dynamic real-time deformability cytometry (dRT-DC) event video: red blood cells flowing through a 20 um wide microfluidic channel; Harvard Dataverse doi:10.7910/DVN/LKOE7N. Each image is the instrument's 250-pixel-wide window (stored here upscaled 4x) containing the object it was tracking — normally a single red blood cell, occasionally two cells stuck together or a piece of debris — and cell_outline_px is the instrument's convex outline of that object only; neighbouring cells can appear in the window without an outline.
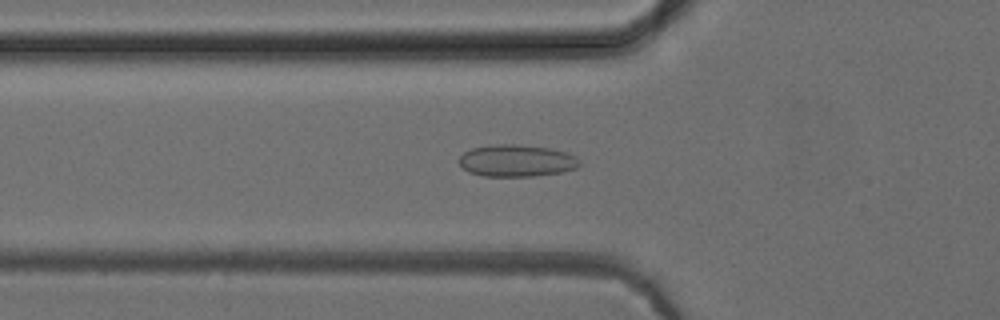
{"species": "common noctule bat (a hibernating species)", "species_latin": "Nyctalus noctula", "temperature_condition": "cold", "stored_images_in_passage": 49, "camera_frame_rate_fps": 3000, "um_per_image_px": 0.085, "animal": {"sex": "female", "body_mass_g": 24.6, "forearm_length_mm": 56.2}, "frame": {"image": 1, "passage_image": 15, "time_ms": 4.667, "image_size_px": [1000, 320], "cell_outline_px": [[580, 164], [576, 168], [560, 172], [532, 176], [484, 176], [468, 172], [460, 164], [460, 156], [464, 152], [472, 148], [496, 144], [516, 144], [548, 148], [568, 152], [576, 156], [580, 160]], "centroid_in_image_um": [43.92, 13.65], "position_along_channel_um": 81.9, "area_um2": 22.37}}
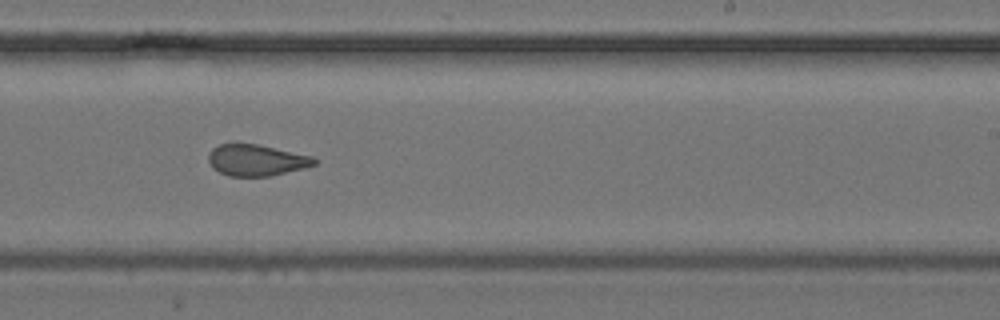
{"frame": {"image": 2, "passage_image": 29, "time_ms": 9.333, "image_size_px": [1000, 320], "cell_outline_px": [[316, 164], [304, 168], [272, 176], [228, 176], [212, 168], [208, 160], [208, 152], [212, 148], [220, 144], [236, 140], [256, 144], [312, 156], [316, 160]], "centroid_in_image_um": [21.72, 13.58], "position_along_channel_um": 267.3, "area_um2": 19.77}}
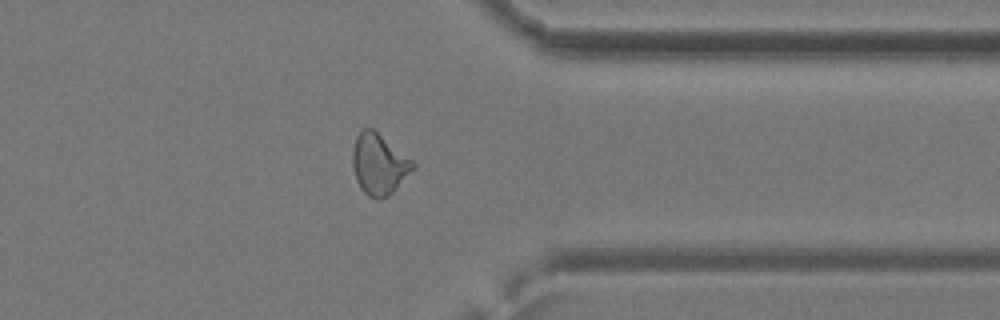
{"frame": {"image": 3, "passage_image": 38, "time_ms": 12.333, "image_size_px": [1000, 320], "cell_outline_px": [[416, 168], [388, 196], [380, 200], [376, 200], [368, 196], [360, 188], [356, 180], [352, 164], [352, 148], [356, 136], [364, 128], [372, 128], [412, 160], [416, 164]], "centroid_in_image_um": [32.2, 13.98], "position_along_channel_um": 379.2, "area_um2": 21.44}, "authors_computed_cell_mechanics": {"area_um2": 21.0392, "velocity_mm_per_s": 3.9529, "shape_relaxation_time_tau1_ms": null, "shape_relaxation_time_tau2_ms": 1.1739, "deformation_change_tau1": null, "deformation_change_tau2": 0.0667}}